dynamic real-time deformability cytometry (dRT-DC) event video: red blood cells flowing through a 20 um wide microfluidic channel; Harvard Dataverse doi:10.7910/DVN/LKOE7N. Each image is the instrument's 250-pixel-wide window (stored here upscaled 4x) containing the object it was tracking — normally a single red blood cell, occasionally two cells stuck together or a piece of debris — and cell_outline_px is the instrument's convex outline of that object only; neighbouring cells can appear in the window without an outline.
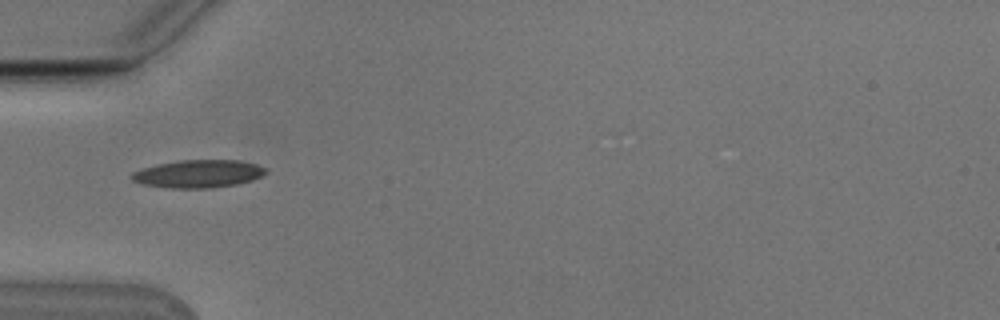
{"species": "Egyptian fruit bat (a non-hibernating species)", "species_latin": "Rousettus aegyptiacus", "temperature_condition": "cold", "stored_images_in_passage": 37, "camera_frame_rate_fps": 3000, "um_per_image_px": 0.085, "animal": {"sex": "male"}, "frame": {"image": 1, "passage_image": 1, "time_ms": 0.0, "image_size_px": [1000, 320], "cell_outline_px": [[268, 172], [252, 180], [236, 184], [212, 188], [168, 188], [144, 184], [132, 180], [128, 176], [132, 172], [140, 168], [180, 160], [240, 160], [256, 164], [268, 168]], "centroid_in_image_um": [16.85, 14.77], "position_along_channel_um": 68.1, "area_um2": 21.85}}
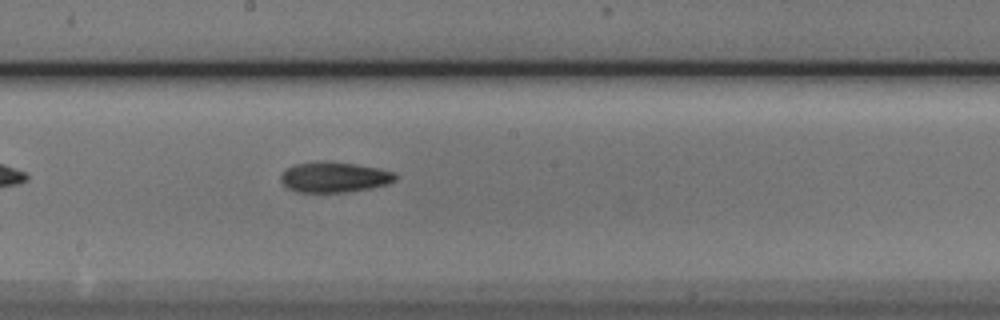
{"frame": {"image": 2, "passage_image": 13, "time_ms": 4.0, "image_size_px": [1000, 320], "cell_outline_px": [[396, 180], [388, 184], [372, 188], [348, 192], [296, 192], [288, 188], [280, 180], [280, 176], [288, 168], [296, 164], [356, 164], [396, 172]], "centroid_in_image_um": [28.47, 15.11], "position_along_channel_um": 219.7, "area_um2": 19.54}}
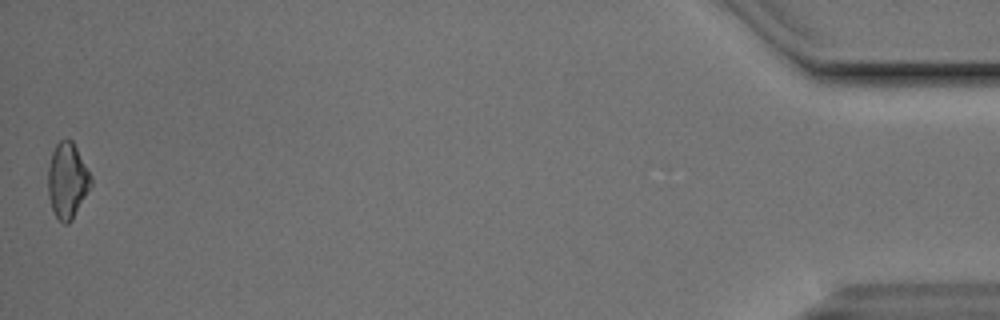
{"frame": {"image": 3, "passage_image": 37, "time_ms": 12.0, "image_size_px": [1000, 320], "cell_outline_px": [[92, 184], [72, 220], [68, 224], [64, 224], [56, 216], [52, 208], [48, 196], [48, 168], [52, 152], [56, 144], [60, 140], [72, 140], [92, 176]], "centroid_in_image_um": [5.73, 15.35], "position_along_channel_um": 429.5, "area_um2": 18.79}}